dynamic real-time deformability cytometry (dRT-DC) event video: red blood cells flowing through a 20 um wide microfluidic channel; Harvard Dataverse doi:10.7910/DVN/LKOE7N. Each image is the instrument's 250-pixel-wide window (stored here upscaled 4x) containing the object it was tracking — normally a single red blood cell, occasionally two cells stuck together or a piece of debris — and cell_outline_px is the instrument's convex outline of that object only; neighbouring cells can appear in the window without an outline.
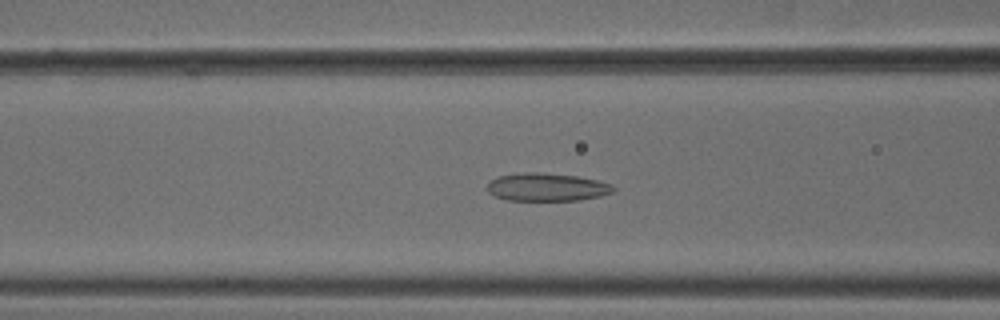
{"species": "common noctule bat (a hibernating species)", "species_latin": "Nyctalus noctula", "temperature_condition": "cold", "stored_images_in_passage": 55, "camera_frame_rate_fps": 3000, "um_per_image_px": 0.085, "animal": {"sex": "male", "body_mass_g": 18.8}, "frame": {"image": 1, "passage_image": 22, "time_ms": 7.0, "image_size_px": [1000, 320], "cell_outline_px": [[616, 188], [612, 192], [600, 196], [580, 200], [508, 200], [496, 196], [488, 192], [488, 180], [496, 176], [524, 172], [536, 172], [576, 176], [596, 180], [612, 184]], "centroid_in_image_um": [46.46, 15.9], "position_along_channel_um": 120.1, "area_um2": 20.52}}
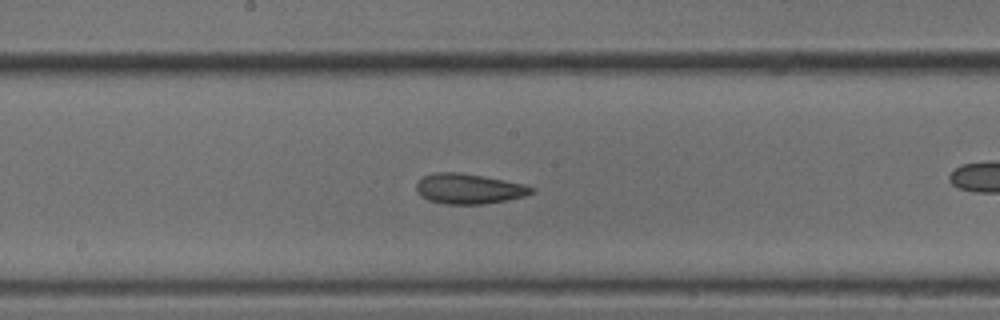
{"frame": {"image": 2, "passage_image": 29, "time_ms": 9.333, "image_size_px": [1000, 320], "cell_outline_px": [[536, 192], [524, 196], [508, 200], [484, 204], [444, 204], [428, 200], [420, 196], [416, 192], [416, 184], [424, 176], [436, 172], [460, 172], [504, 180], [524, 184], [536, 188]], "centroid_in_image_um": [39.86, 16.05], "position_along_channel_um": 208.3, "area_um2": 20.4}}
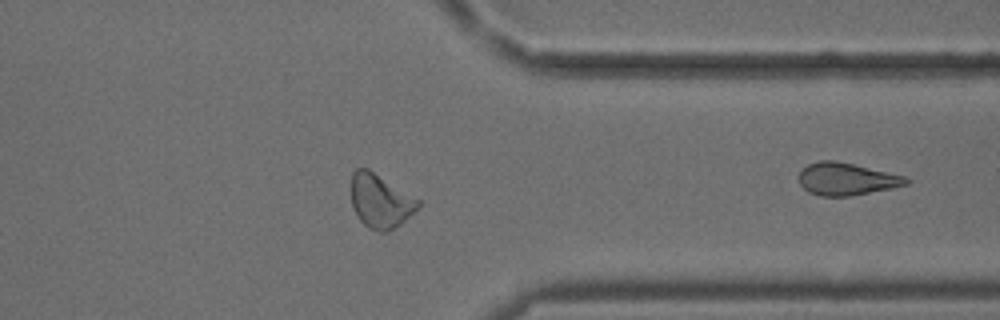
{"frame": {"image": 3, "passage_image": 43, "time_ms": 14.0, "image_size_px": [1000, 320], "cell_outline_px": [[420, 208], [400, 224], [384, 232], [376, 232], [368, 228], [356, 216], [352, 208], [352, 172], [356, 168], [368, 168], [420, 200]], "centroid_in_image_um": [32.33, 17.09], "position_along_channel_um": 379.1, "area_um2": 21.04}, "authors_computed_cell_mechanics": {"area_um2": 21.3282, "velocity_mm_per_s": 3.7673, "shape_relaxation_time_tau1_ms": 8.1061, "shape_relaxation_time_tau2_ms": 2.1654, "deformation_change_tau1": 0.1362, "deformation_change_tau2": 0.0832}}